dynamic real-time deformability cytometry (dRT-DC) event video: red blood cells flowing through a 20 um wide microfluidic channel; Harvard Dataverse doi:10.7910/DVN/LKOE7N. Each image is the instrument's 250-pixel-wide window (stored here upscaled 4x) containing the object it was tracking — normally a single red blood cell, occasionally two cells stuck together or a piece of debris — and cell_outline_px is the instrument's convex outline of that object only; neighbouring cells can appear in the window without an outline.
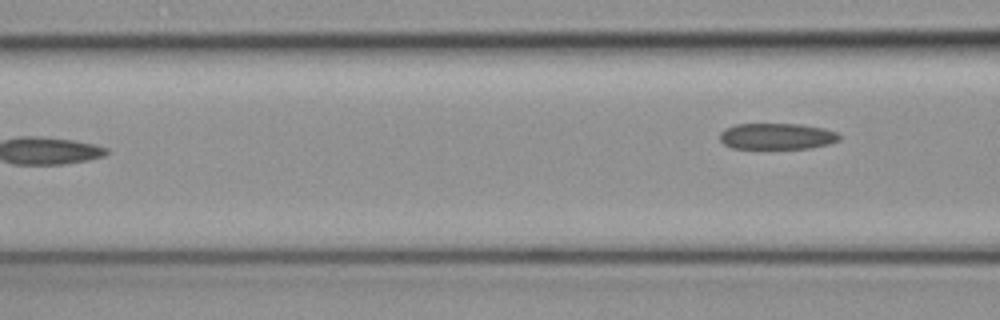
{"species": "common noctule bat (a hibernating species)", "species_latin": "Nyctalus noctula", "temperature_condition": "cold", "stored_images_in_passage": 6, "camera_frame_rate_fps": 3000, "um_per_image_px": 0.085, "animal": {"sex": "female", "body_mass_g": 19.3, "forearm_length_mm": 54.1}, "frame": {"image": 1, "passage_image": 6, "time_ms": 1.667, "image_size_px": [1000, 320], "cell_outline_px": [[840, 140], [828, 144], [808, 148], [732, 148], [724, 144], [720, 140], [720, 132], [724, 128], [736, 124], [800, 124], [824, 128], [836, 132], [840, 136]], "centroid_in_image_um": [66.02, 11.58], "position_along_channel_um": 100.6, "area_um2": 18.21}}